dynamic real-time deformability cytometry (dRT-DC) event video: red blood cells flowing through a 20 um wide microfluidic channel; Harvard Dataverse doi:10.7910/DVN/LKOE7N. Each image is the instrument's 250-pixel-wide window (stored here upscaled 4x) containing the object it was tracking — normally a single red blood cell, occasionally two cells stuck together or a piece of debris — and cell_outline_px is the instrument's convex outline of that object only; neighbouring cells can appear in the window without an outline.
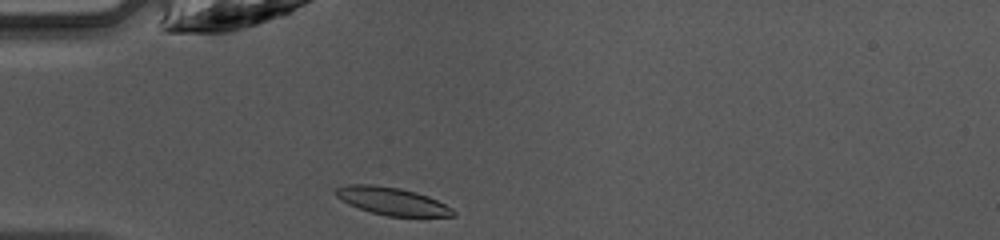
{"species": "common noctule bat (a hibernating species)", "species_latin": "Nyctalus noctula", "temperature_condition": "warm", "stored_images_in_passage": 8, "camera_frame_rate_fps": 3000, "um_per_image_px": 0.085, "animal": {"sex": "female", "body_mass_g": 10.0, "forearm_length_mm": 53.1}, "frame": {"image": 1, "passage_image": 1, "time_ms": 0.0, "image_size_px": [1000, 240], "cell_outline_px": [[456, 216], [388, 216], [372, 212], [348, 204], [336, 196], [332, 192], [336, 188], [348, 184], [372, 184], [400, 188], [416, 192], [428, 196], [452, 208], [456, 212]], "centroid_in_image_um": [33.3, 17.08], "position_along_channel_um": 51.7, "area_um2": 18.84}}
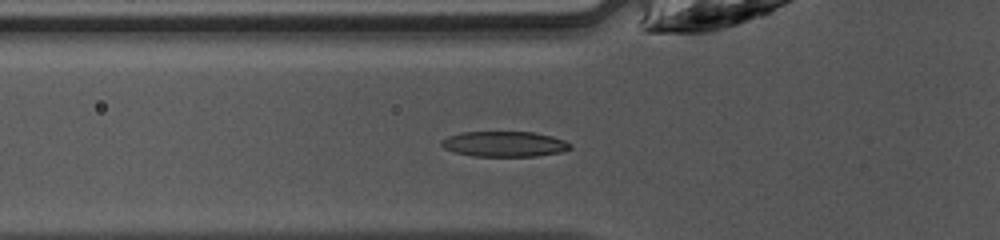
{"frame": {"image": 2, "passage_image": 4, "time_ms": 1.0, "image_size_px": [1000, 240], "cell_outline_px": [[572, 148], [560, 152], [536, 156], [472, 156], [456, 152], [444, 148], [440, 144], [440, 140], [448, 136], [460, 132], [536, 132], [552, 136], [564, 140], [572, 144]], "centroid_in_image_um": [42.87, 12.23], "position_along_channel_um": 82.9, "area_um2": 19.13}}
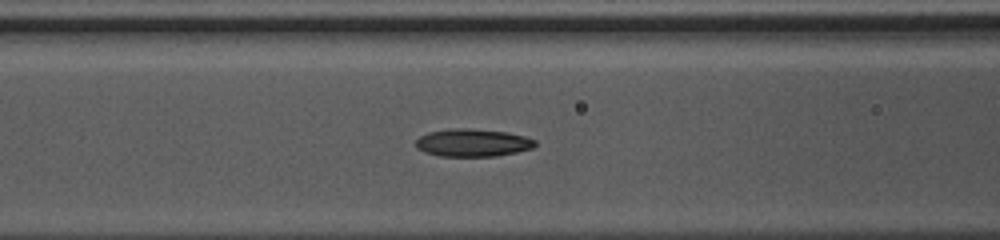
{"frame": {"image": 3, "passage_image": 7, "time_ms": 2.0, "image_size_px": [1000, 240], "cell_outline_px": [[536, 144], [532, 148], [516, 152], [496, 156], [440, 156], [424, 152], [416, 148], [416, 140], [420, 136], [428, 132], [452, 128], [468, 128], [508, 132], [524, 136], [536, 140]], "centroid_in_image_um": [40.16, 12.13], "position_along_channel_um": 126.4, "area_um2": 19.31}}